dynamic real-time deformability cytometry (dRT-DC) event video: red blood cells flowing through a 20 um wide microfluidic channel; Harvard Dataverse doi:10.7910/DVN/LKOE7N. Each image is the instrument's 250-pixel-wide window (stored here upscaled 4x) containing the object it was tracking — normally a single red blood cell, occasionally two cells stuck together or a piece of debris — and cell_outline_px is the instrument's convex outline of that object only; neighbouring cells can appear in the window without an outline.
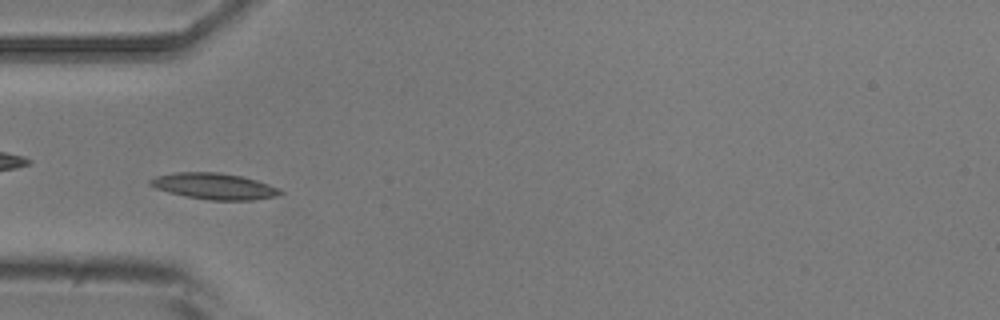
{"species": "common noctule bat (a hibernating species)", "species_latin": "Nyctalus noctula", "temperature_condition": "room temperature", "stored_images_in_passage": 7, "camera_frame_rate_fps": 3000, "um_per_image_px": 0.085, "animal": {"sex": "male", "body_mass_g": 20.5, "forearm_length_mm": 52.5}, "frame": {"image": 1, "passage_image": 6, "time_ms": 6.0, "image_size_px": [1000, 320], "cell_outline_px": [[284, 192], [280, 196], [252, 200], [208, 200], [184, 196], [168, 192], [156, 188], [148, 184], [148, 180], [156, 176], [176, 172], [220, 172], [240, 176], [256, 180], [280, 188]], "centroid_in_image_um": [18.22, 15.83], "position_along_channel_um": 66.8, "area_um2": 20.0}}
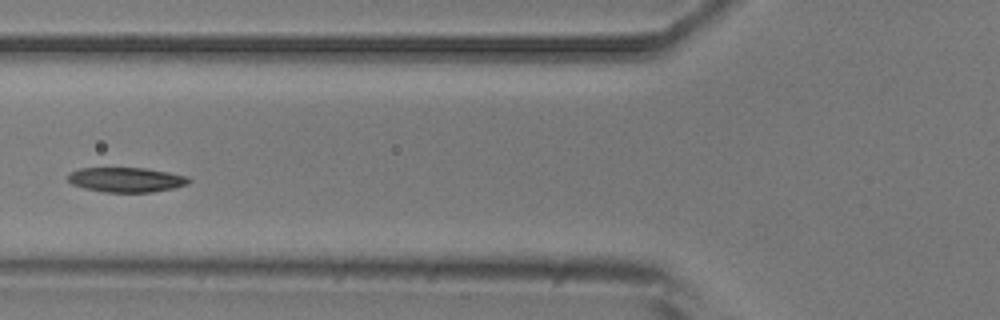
{"frame": {"image": 2, "passage_image": 7, "time_ms": 7.333, "image_size_px": [1000, 320], "cell_outline_px": [[192, 180], [188, 184], [172, 188], [152, 192], [104, 192], [84, 188], [72, 184], [68, 180], [68, 176], [72, 172], [80, 168], [148, 168], [188, 176]], "centroid_in_image_um": [10.76, 15.27], "position_along_channel_um": 115.0, "area_um2": 17.4}}